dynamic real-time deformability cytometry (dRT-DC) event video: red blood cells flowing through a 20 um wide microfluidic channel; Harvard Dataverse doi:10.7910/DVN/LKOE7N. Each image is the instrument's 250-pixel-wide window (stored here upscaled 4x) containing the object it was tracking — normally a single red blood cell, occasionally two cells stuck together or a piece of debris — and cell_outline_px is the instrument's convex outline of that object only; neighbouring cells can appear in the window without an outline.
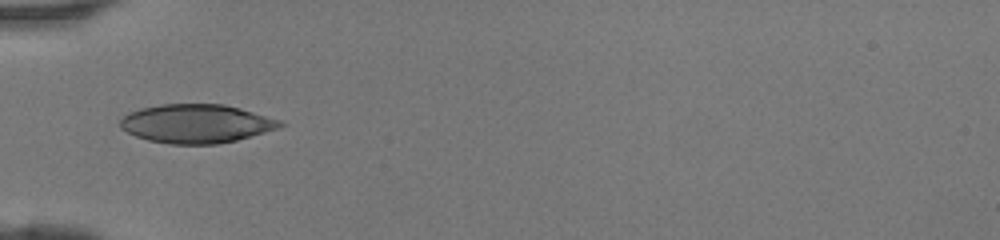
{"species": "human", "species_latin": "Homo sapiens", "temperature_condition": "room temperature", "stored_images_in_passage": 12, "camera_frame_rate_fps": 3000, "um_per_image_px": 0.085, "donor": {"sex": "female"}, "frame": {"image": 1, "passage_image": 1, "time_ms": 0.0, "image_size_px": [1000, 240], "cell_outline_px": [[284, 124], [280, 128], [236, 140], [216, 144], [172, 144], [148, 140], [136, 136], [120, 128], [120, 120], [128, 112], [140, 108], [160, 104], [224, 104], [240, 108], [280, 120]], "centroid_in_image_um": [16.67, 10.5], "position_along_channel_um": 68.3, "area_um2": 36.01}}
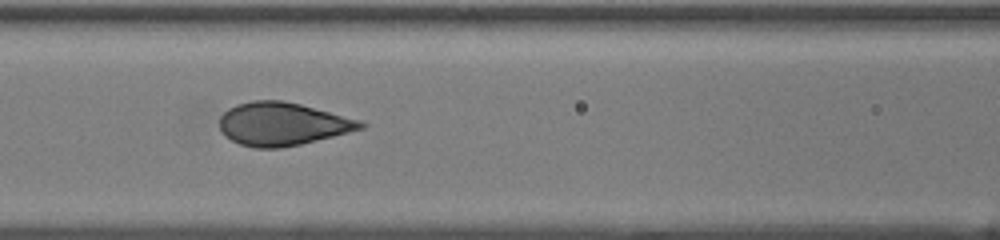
{"frame": {"image": 2, "passage_image": 6, "time_ms": 1.667, "image_size_px": [1000, 240], "cell_outline_px": [[368, 124], [364, 128], [300, 144], [280, 148], [252, 148], [240, 144], [232, 140], [220, 128], [220, 116], [228, 108], [236, 104], [252, 100], [280, 100], [300, 104], [360, 120]], "centroid_in_image_um": [23.99, 10.53], "position_along_channel_um": 142.6, "area_um2": 35.08}}
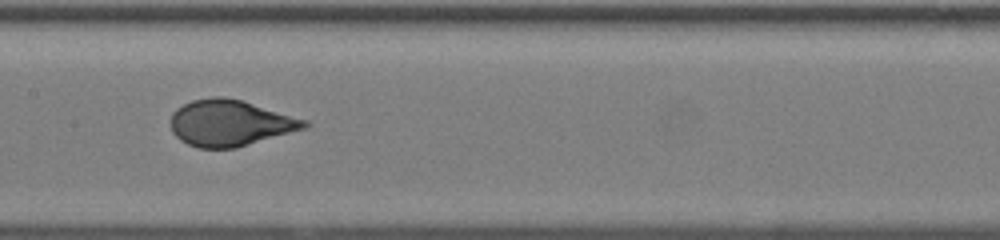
{"frame": {"image": 3, "passage_image": 9, "time_ms": 2.667, "image_size_px": [1000, 240], "cell_outline_px": [[312, 124], [308, 128], [236, 148], [200, 148], [188, 144], [180, 140], [172, 132], [172, 112], [176, 108], [192, 100], [212, 96], [224, 96], [240, 100], [308, 120]], "centroid_in_image_um": [19.59, 10.46], "position_along_channel_um": 187.8, "area_um2": 36.07}}